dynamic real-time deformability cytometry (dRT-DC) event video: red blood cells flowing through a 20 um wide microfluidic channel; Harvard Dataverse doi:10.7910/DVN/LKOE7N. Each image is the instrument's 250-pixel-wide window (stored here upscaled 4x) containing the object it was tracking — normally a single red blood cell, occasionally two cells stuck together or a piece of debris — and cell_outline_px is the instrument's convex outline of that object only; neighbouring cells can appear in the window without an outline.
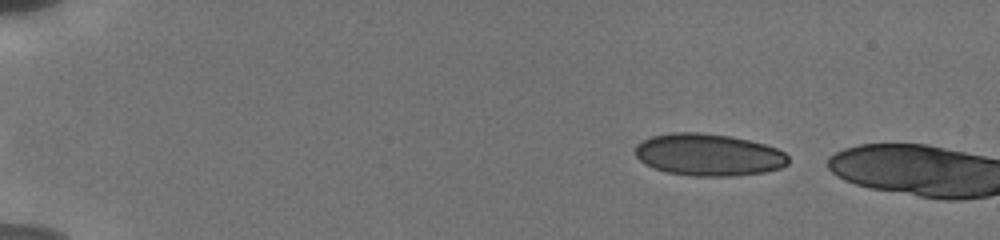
{"species": "human", "species_latin": "Homo sapiens", "temperature_condition": "cold", "stored_images_in_passage": 5, "camera_frame_rate_fps": 3000, "um_per_image_px": 0.085, "donor": {"sex": "male"}, "frame": {"image": 1, "passage_image": 1, "time_ms": 0.0, "image_size_px": [1000, 240], "cell_outline_px": [[788, 164], [780, 168], [764, 172], [732, 176], [692, 176], [668, 172], [652, 168], [644, 164], [636, 156], [636, 144], [640, 140], [652, 136], [672, 132], [700, 132], [732, 136], [764, 144], [776, 148], [784, 152], [788, 156]], "centroid_in_image_um": [60.2, 13.15], "position_along_channel_um": 24.8, "area_um2": 37.74}}